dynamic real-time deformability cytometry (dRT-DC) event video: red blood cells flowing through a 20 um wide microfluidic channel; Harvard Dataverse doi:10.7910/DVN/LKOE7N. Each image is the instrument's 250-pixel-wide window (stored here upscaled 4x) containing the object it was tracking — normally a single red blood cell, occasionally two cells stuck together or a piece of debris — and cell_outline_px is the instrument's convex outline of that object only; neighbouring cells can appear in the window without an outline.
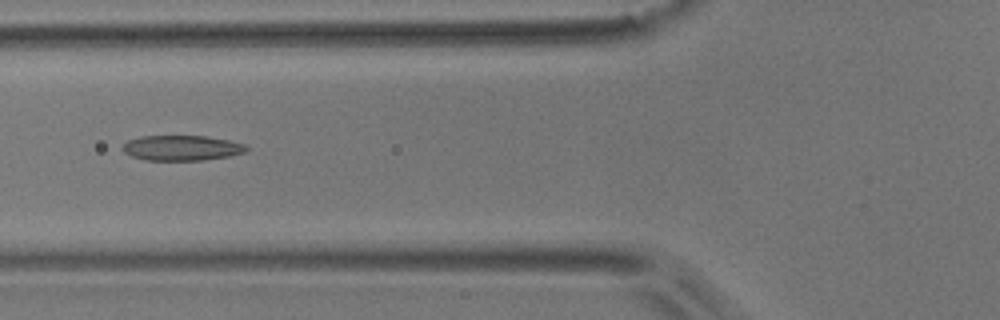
{"species": "common noctule bat (a hibernating species)", "species_latin": "Nyctalus noctula", "temperature_condition": "room temperature", "stored_images_in_passage": 7, "camera_frame_rate_fps": 3000, "um_per_image_px": 0.085, "animal": {"sex": "male", "body_mass_g": 17.9}, "frame": {"image": 1, "passage_image": 5, "time_ms": 1.333, "image_size_px": [1000, 320], "cell_outline_px": [[248, 148], [244, 152], [232, 156], [204, 160], [144, 160], [132, 156], [124, 152], [120, 148], [128, 140], [140, 136], [208, 136], [228, 140], [244, 144]], "centroid_in_image_um": [15.43, 12.57], "position_along_channel_um": 110.4, "area_um2": 18.26}}
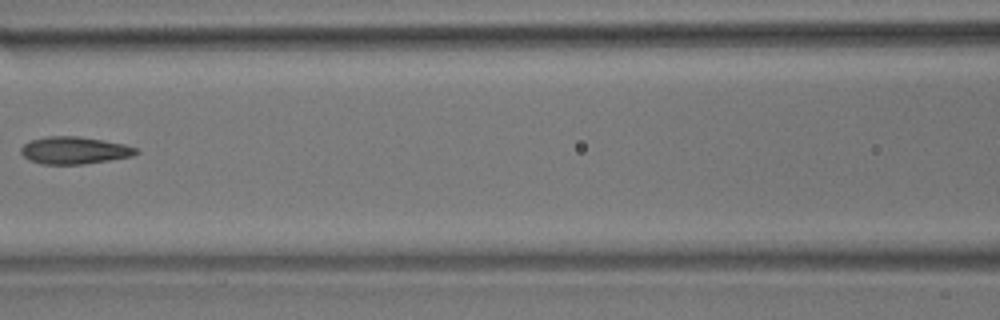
{"frame": {"image": 2, "passage_image": 6, "time_ms": 1.667, "image_size_px": [1000, 320], "cell_outline_px": [[140, 152], [132, 156], [84, 164], [40, 164], [28, 160], [20, 152], [20, 148], [24, 144], [32, 140], [48, 136], [76, 136], [104, 140], [124, 144], [136, 148]], "centroid_in_image_um": [6.3, 12.78], "position_along_channel_um": 160.3, "area_um2": 18.26}}
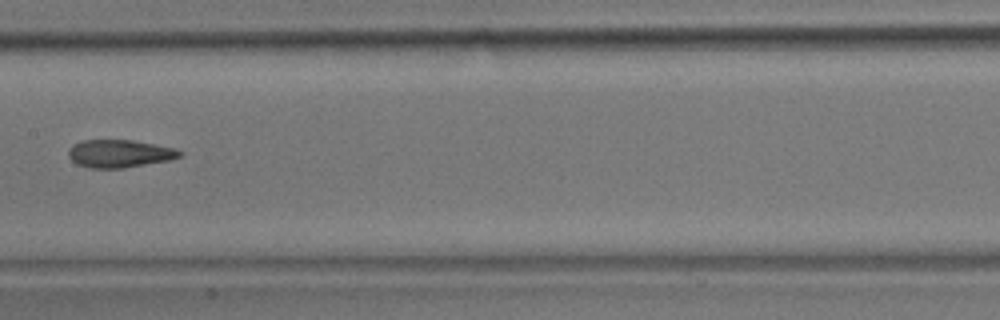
{"frame": {"image": 3, "passage_image": 7, "time_ms": 2.0, "image_size_px": [1000, 320], "cell_outline_px": [[184, 156], [172, 160], [124, 168], [88, 168], [76, 164], [68, 156], [68, 148], [72, 144], [84, 140], [132, 140], [176, 148], [184, 152]], "centroid_in_image_um": [10.19, 13.06], "position_along_channel_um": 197.2, "area_um2": 18.38}}